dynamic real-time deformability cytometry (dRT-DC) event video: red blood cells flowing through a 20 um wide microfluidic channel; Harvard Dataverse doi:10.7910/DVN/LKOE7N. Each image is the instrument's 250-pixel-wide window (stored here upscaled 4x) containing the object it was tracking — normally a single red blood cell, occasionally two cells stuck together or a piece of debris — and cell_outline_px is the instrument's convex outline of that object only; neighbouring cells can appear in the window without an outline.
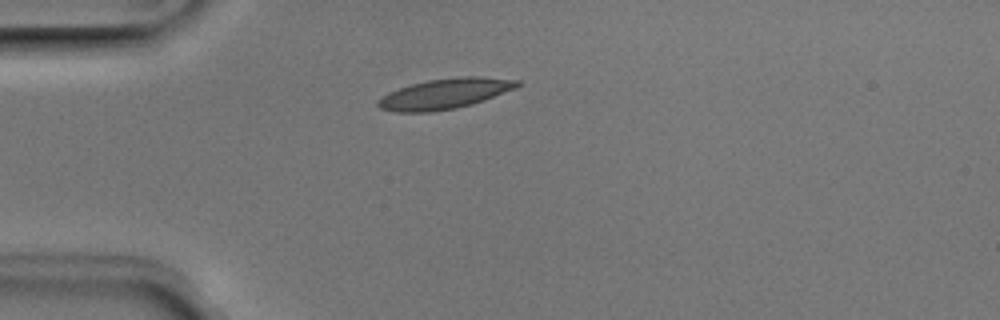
{"species": "Egyptian fruit bat (a non-hibernating species)", "species_latin": "Rousettus aegyptiacus", "temperature_condition": "room temperature", "stored_images_in_passage": 39, "camera_frame_rate_fps": 3000, "um_per_image_px": 0.085, "animal": {"sex": "male"}, "frame": {"image": 1, "passage_image": 1, "time_ms": 0.0, "image_size_px": [1000, 320], "cell_outline_px": [[520, 84], [516, 88], [484, 100], [472, 104], [456, 108], [428, 112], [396, 112], [380, 108], [376, 104], [376, 100], [380, 96], [388, 92], [412, 84], [428, 80], [456, 76], [480, 76], [520, 80]], "centroid_in_image_um": [37.8, 7.96], "position_along_channel_um": 47.2, "area_um2": 24.74}}
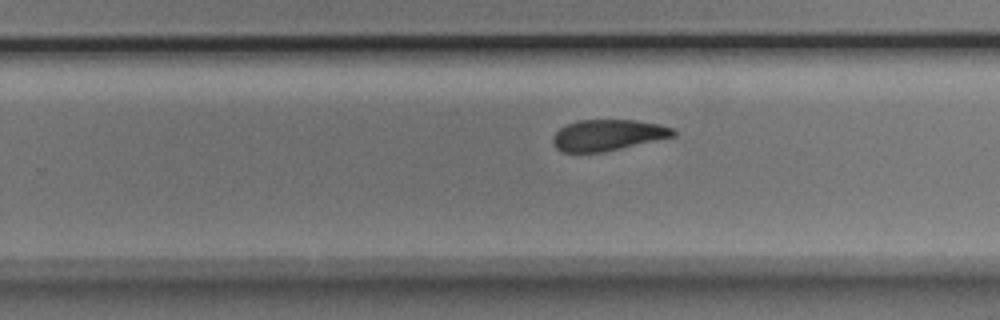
{"frame": {"image": 2, "passage_image": 20, "time_ms": 6.333, "image_size_px": [1000, 320], "cell_outline_px": [[676, 136], [604, 152], [560, 152], [552, 144], [552, 136], [560, 128], [568, 124], [580, 120], [636, 120], [660, 124], [676, 128]], "centroid_in_image_um": [51.69, 11.48], "position_along_channel_um": 278.1, "area_um2": 22.02}}
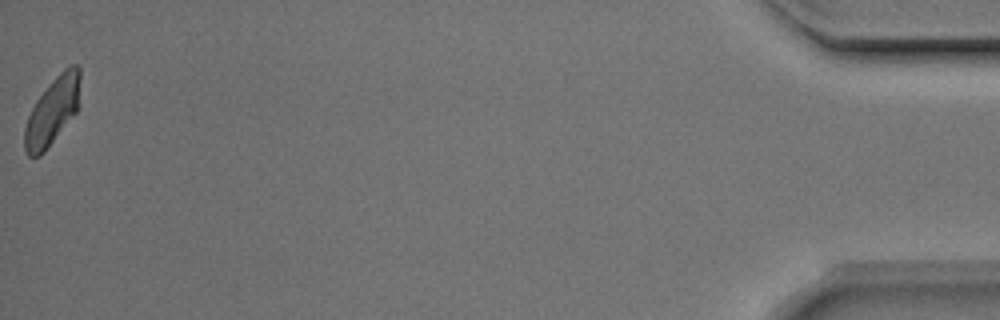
{"frame": {"image": 3, "passage_image": 39, "time_ms": 12.667, "image_size_px": [1000, 320], "cell_outline_px": [[80, 76], [76, 112], [44, 152], [40, 156], [28, 156], [24, 148], [24, 128], [28, 116], [36, 100], [56, 76], [68, 64], [76, 64], [80, 68]], "centroid_in_image_um": [4.43, 9.44], "position_along_channel_um": 430.8, "area_um2": 21.44}, "authors_computed_cell_mechanics": {"area_um2": 23.0044, "velocity_mm_per_s": 3.9238, "shape_relaxation_time_tau1_ms": 3.8156, "shape_relaxation_time_tau2_ms": 2.5225, "deformation_change_tau1": 0.1187, "deformation_change_tau2": 0.0786}}